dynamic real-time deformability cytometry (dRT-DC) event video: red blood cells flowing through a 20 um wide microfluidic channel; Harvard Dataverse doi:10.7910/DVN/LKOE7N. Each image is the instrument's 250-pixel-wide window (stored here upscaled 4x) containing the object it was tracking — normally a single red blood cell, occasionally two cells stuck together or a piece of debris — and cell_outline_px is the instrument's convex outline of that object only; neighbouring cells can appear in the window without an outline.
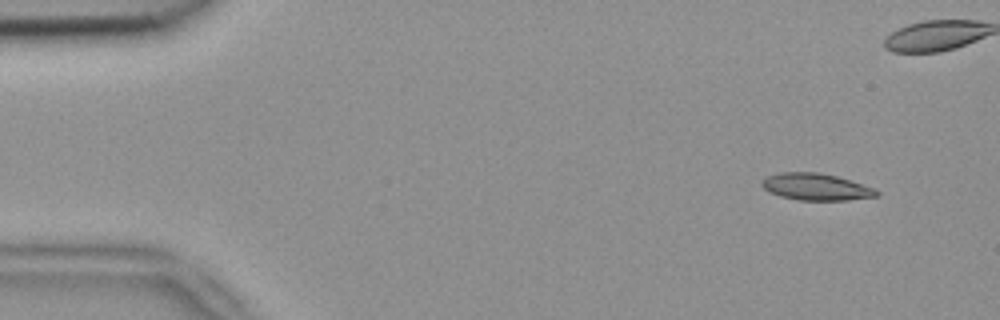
{"species": "common noctule bat (a hibernating species)", "species_latin": "Nyctalus noctula", "temperature_condition": "room temperature", "stored_images_in_passage": 5, "camera_frame_rate_fps": 3000, "um_per_image_px": 0.085, "animal": {"sex": "female", "body_mass_g": 18.4}, "frame": {"image": 1, "passage_image": 1, "time_ms": 0.0, "image_size_px": [1000, 320], "cell_outline_px": [[880, 192], [876, 196], [848, 200], [800, 200], [780, 196], [764, 188], [760, 184], [760, 180], [764, 176], [776, 172], [820, 172], [836, 176], [876, 188]], "centroid_in_image_um": [69.33, 15.86], "position_along_channel_um": 15.7, "area_um2": 18.09}}
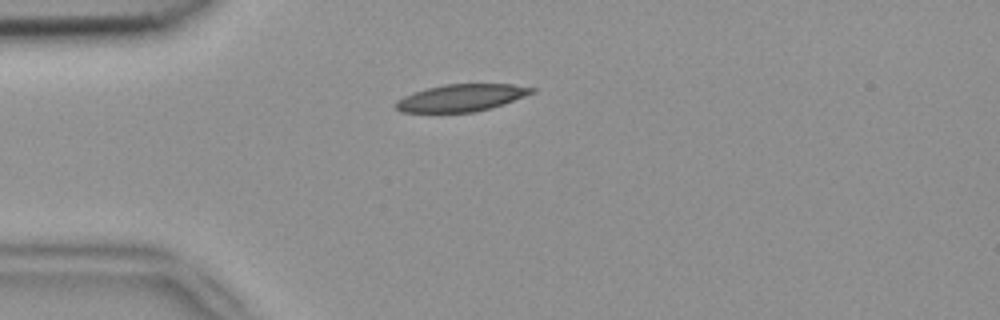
{"frame": {"image": 2, "passage_image": 5, "time_ms": 1.333, "image_size_px": [1000, 320], "cell_outline_px": [[536, 92], [504, 104], [476, 112], [400, 112], [392, 104], [396, 100], [412, 92], [444, 84], [512, 84], [536, 88]], "centroid_in_image_um": [39.2, 8.31], "position_along_channel_um": 45.8, "area_um2": 21.68}}